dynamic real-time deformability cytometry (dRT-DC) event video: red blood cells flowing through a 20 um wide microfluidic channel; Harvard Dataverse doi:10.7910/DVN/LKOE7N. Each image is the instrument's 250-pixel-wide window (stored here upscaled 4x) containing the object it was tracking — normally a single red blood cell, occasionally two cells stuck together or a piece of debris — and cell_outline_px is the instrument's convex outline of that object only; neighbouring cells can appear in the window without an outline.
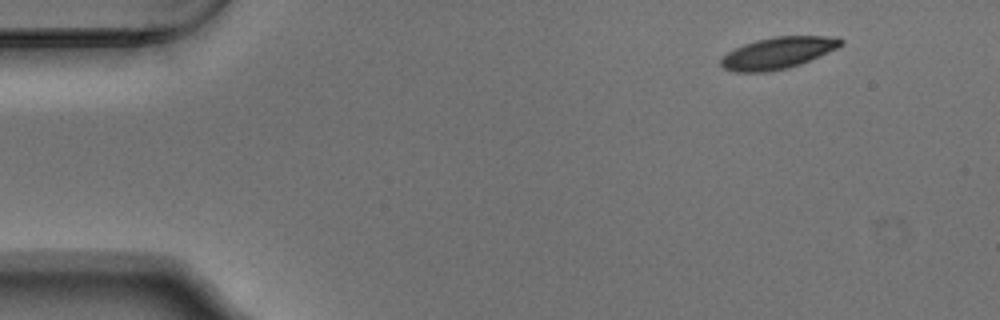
{"species": "Egyptian fruit bat (a non-hibernating species)", "species_latin": "Rousettus aegyptiacus", "temperature_condition": "warm", "stored_images_in_passage": 49, "camera_frame_rate_fps": 3000, "um_per_image_px": 0.085, "animal": {"sex": "male"}, "frame": {"image": 1, "passage_image": 1, "time_ms": 0.0, "image_size_px": [1000, 320], "cell_outline_px": [[844, 44], [836, 48], [800, 64], [788, 68], [764, 72], [736, 72], [724, 68], [720, 64], [720, 60], [728, 52], [744, 44], [756, 40], [772, 36], [836, 36], [844, 40]], "centroid_in_image_um": [66.13, 4.49], "position_along_channel_um": 18.9, "area_um2": 21.96}}
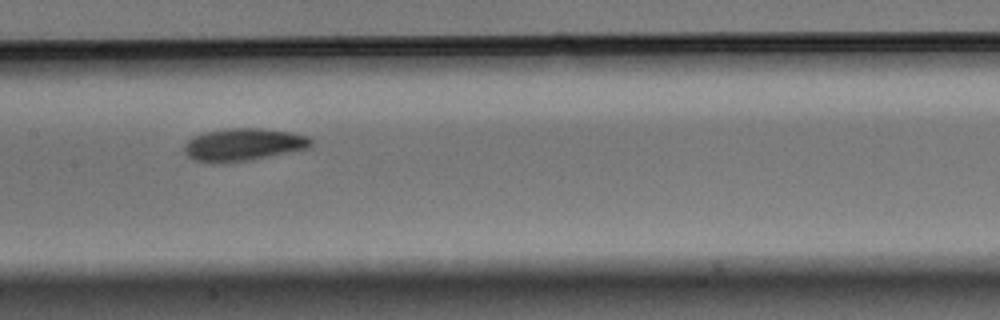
{"frame": {"image": 2, "passage_image": 22, "time_ms": 7.0, "image_size_px": [1000, 320], "cell_outline_px": [[312, 148], [252, 160], [212, 164], [192, 160], [184, 152], [184, 144], [192, 136], [204, 132], [228, 128], [264, 128], [292, 132], [308, 136], [312, 140]], "centroid_in_image_um": [20.69, 12.3], "position_along_channel_um": 186.7, "area_um2": 24.68}}
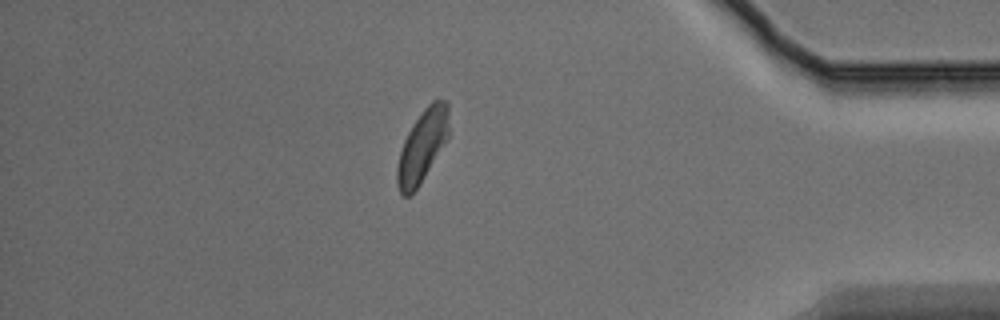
{"frame": {"image": 3, "passage_image": 42, "time_ms": 13.667, "image_size_px": [1000, 320], "cell_outline_px": [[448, 136], [420, 184], [408, 196], [404, 196], [400, 192], [396, 180], [396, 168], [400, 152], [404, 140], [412, 124], [424, 108], [432, 100], [448, 100]], "centroid_in_image_um": [35.88, 12.38], "position_along_channel_um": 399.3, "area_um2": 21.39}, "authors_computed_cell_mechanics": {"area_um2": 22.8888, "velocity_mm_per_s": 3.7251, "shape_relaxation_time_tau1_ms": 3.2064, "shape_relaxation_time_tau2_ms": 4.1724, "deformation_change_tau1": 0.114, "deformation_change_tau2": 0.1053}}